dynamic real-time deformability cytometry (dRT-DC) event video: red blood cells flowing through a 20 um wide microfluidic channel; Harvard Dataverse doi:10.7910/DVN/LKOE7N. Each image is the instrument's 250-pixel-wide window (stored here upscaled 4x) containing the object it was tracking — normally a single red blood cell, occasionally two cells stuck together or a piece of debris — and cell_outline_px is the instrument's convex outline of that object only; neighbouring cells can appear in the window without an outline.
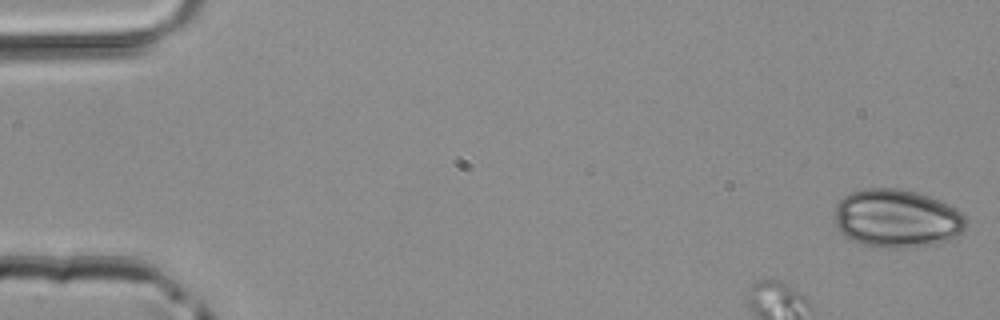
{"species": "common noctule bat (a hibernating species)", "species_latin": "Nyctalus noctula", "temperature_condition": "room temperature", "stored_images_in_passage": 45, "segment_of_instrument_passage": [1, 3], "camera_frame_rate_fps": 3000, "um_per_image_px": 0.085, "animal": {"sex": "male", "body_mass_g": 20.4}, "frame": {"image": 1, "passage_image": 1, "time_ms": 0.0, "image_size_px": [1000, 320], "cell_outline_px": [[968, 220], [964, 228], [956, 236], [948, 240], [936, 244], [888, 248], [864, 244], [852, 240], [844, 236], [836, 228], [836, 204], [848, 192], [864, 188], [896, 188], [916, 192], [940, 200], [956, 208]], "centroid_in_image_um": [76.22, 18.55], "position_along_channel_um": 8.8, "area_um2": 44.56}}